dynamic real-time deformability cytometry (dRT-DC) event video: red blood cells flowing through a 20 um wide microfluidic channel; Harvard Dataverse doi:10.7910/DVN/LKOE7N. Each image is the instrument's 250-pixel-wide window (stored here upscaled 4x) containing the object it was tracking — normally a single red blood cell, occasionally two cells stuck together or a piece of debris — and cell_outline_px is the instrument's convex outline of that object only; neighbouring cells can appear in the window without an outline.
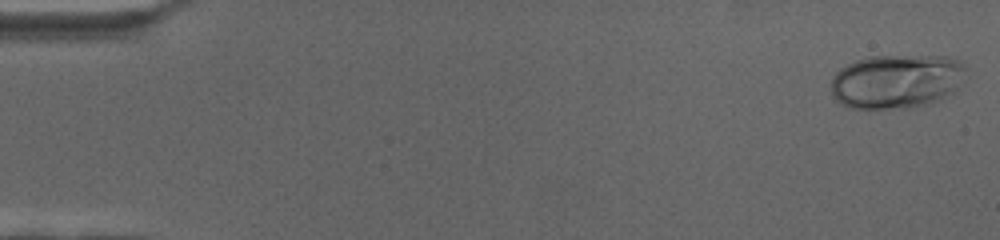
{"species": "human", "species_latin": "Homo sapiens", "temperature_condition": "cold", "stored_images_in_passage": 69, "camera_frame_rate_fps": 3000, "um_per_image_px": 0.085, "donor": {"sex": "female"}, "frame": {"image": 1, "passage_image": 2, "time_ms": 0.333, "image_size_px": [1000, 240], "cell_outline_px": [[968, 76], [952, 92], [940, 100], [928, 104], [908, 108], [852, 108], [840, 104], [832, 96], [832, 76], [840, 68], [856, 60], [868, 56], [948, 56], [960, 60], [968, 68]], "centroid_in_image_um": [76.25, 6.9], "position_along_channel_um": 8.7, "area_um2": 43.18}}
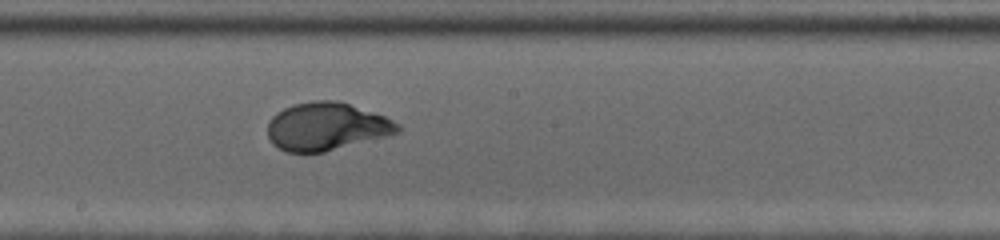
{"frame": {"image": 2, "passage_image": 39, "time_ms": 12.667, "image_size_px": [1000, 240], "cell_outline_px": [[400, 132], [324, 152], [288, 152], [272, 144], [268, 136], [268, 120], [276, 112], [292, 104], [312, 100], [336, 100], [384, 116], [400, 124]], "centroid_in_image_um": [27.71, 10.74], "position_along_channel_um": 220.5, "area_um2": 36.07}}
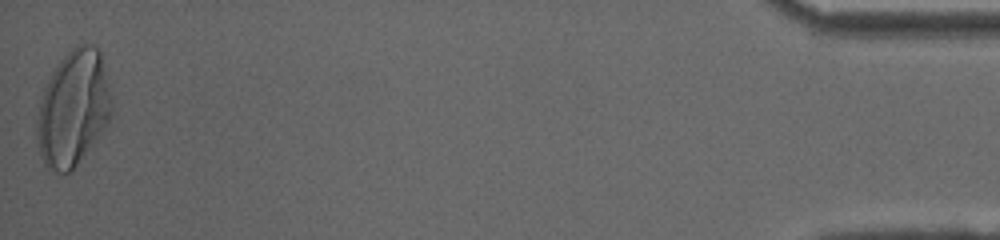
{"frame": {"image": 3, "passage_image": 69, "time_ms": 22.667, "image_size_px": [1000, 240], "cell_outline_px": [[112, 112], [108, 120], [100, 132], [76, 164], [68, 172], [52, 172], [44, 164], [40, 156], [36, 140], [36, 124], [40, 100], [44, 88], [52, 72], [60, 60], [76, 44], [92, 44], [100, 52], [112, 104]], "centroid_in_image_um": [6.18, 9.2], "position_along_channel_um": 429.0, "area_um2": 49.48}}